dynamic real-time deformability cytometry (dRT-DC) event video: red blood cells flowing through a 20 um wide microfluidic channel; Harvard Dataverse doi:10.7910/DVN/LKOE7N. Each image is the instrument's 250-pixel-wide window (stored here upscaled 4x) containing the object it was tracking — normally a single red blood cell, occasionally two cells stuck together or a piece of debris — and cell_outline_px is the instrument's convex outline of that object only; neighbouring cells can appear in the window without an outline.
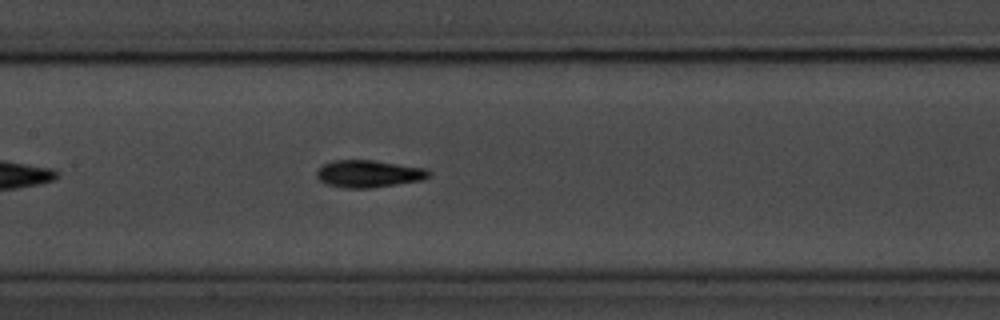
{"species": "common noctule bat (a hibernating species)", "species_latin": "Nyctalus noctula", "temperature_condition": "room temperature", "stored_images_in_passage": 25, "camera_frame_rate_fps": 3000, "um_per_image_px": 0.085, "animal": {"sex": "male", "body_mass_g": 20.1, "forearm_length_mm": 53.5}, "frame": {"image": 1, "passage_image": 15, "time_ms": 4.667, "image_size_px": [1000, 320], "cell_outline_px": [[428, 176], [424, 180], [372, 188], [344, 188], [328, 184], [320, 180], [316, 176], [316, 172], [324, 164], [332, 160], [372, 160], [424, 168], [428, 172]], "centroid_in_image_um": [31.31, 14.77], "position_along_channel_um": 176.1, "area_um2": 17.63}}